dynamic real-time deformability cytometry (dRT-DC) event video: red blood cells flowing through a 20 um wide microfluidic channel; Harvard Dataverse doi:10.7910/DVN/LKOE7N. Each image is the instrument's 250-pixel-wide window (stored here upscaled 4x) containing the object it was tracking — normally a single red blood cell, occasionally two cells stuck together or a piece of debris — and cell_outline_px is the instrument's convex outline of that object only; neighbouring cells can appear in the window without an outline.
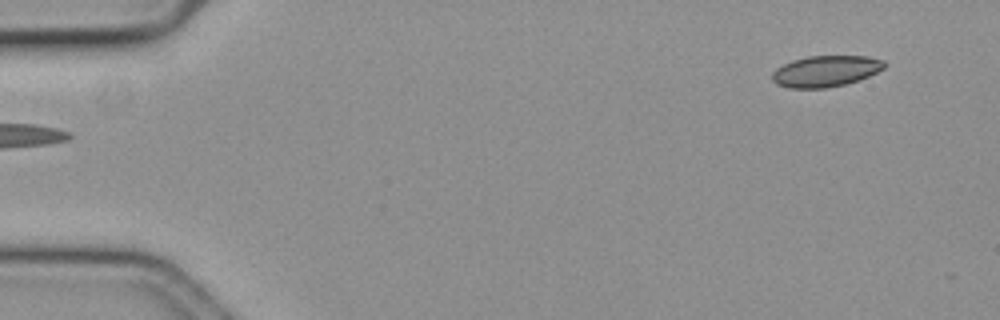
{"species": "common noctule bat (a hibernating species)", "species_latin": "Nyctalus noctula", "temperature_condition": "cold", "stored_images_in_passage": 55, "camera_frame_rate_fps": 3000, "um_per_image_px": 0.085, "animal": {"sex": "female", "body_mass_g": 19.3, "forearm_length_mm": 54.1}, "frame": {"image": 1, "passage_image": 1, "time_ms": 0.0, "image_size_px": [1000, 320], "cell_outline_px": [[888, 64], [884, 68], [860, 80], [844, 84], [824, 88], [788, 88], [776, 84], [772, 80], [772, 72], [776, 68], [792, 60], [808, 56], [868, 56], [884, 60]], "centroid_in_image_um": [70.18, 6.04], "position_along_channel_um": 14.8, "area_um2": 20.46}}
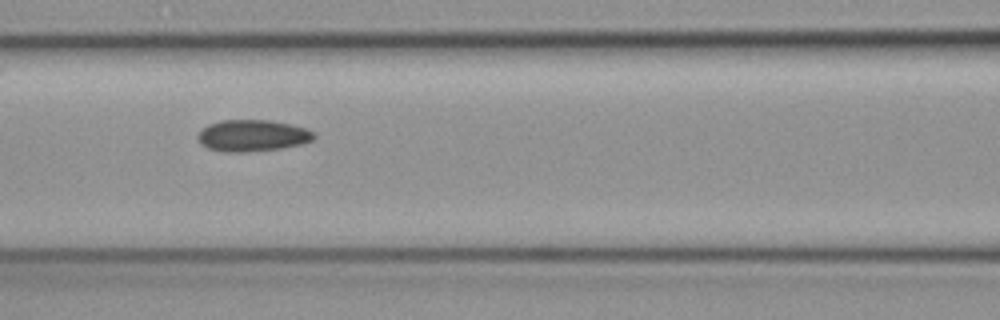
{"frame": {"image": 2, "passage_image": 22, "time_ms": 7.0, "image_size_px": [1000, 320], "cell_outline_px": [[316, 136], [312, 140], [304, 144], [280, 148], [244, 152], [224, 152], [208, 148], [200, 144], [196, 136], [200, 128], [208, 124], [220, 120], [268, 120], [292, 124], [316, 132]], "centroid_in_image_um": [21.43, 11.52], "position_along_channel_um": 145.2, "area_um2": 21.68}}
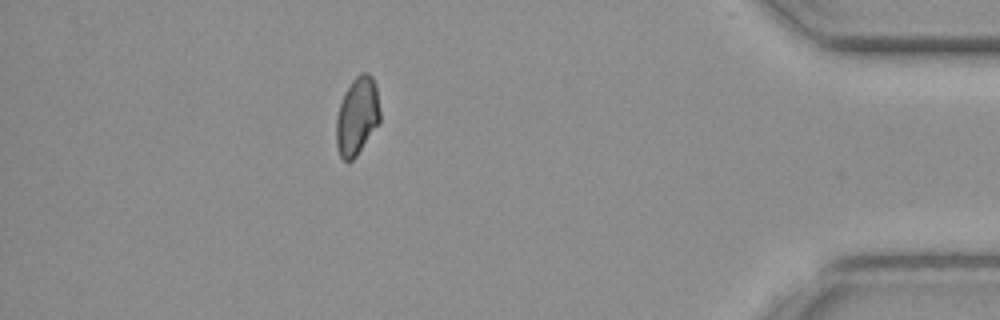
{"frame": {"image": 3, "passage_image": 48, "time_ms": 15.667, "image_size_px": [1000, 320], "cell_outline_px": [[380, 124], [356, 156], [352, 160], [344, 160], [340, 156], [336, 144], [336, 116], [344, 92], [352, 80], [360, 72], [368, 72], [372, 76], [376, 84], [380, 112]], "centroid_in_image_um": [30.37, 9.85], "position_along_channel_um": 404.8, "area_um2": 20.17}, "authors_computed_cell_mechanics": {"area_um2": 20.5768, "velocity_mm_per_s": 3.5564, "shape_relaxation_time_tau1_ms": null, "shape_relaxation_time_tau2_ms": 4.3399, "deformation_change_tau1": null, "deformation_change_tau2": 0.0927}}